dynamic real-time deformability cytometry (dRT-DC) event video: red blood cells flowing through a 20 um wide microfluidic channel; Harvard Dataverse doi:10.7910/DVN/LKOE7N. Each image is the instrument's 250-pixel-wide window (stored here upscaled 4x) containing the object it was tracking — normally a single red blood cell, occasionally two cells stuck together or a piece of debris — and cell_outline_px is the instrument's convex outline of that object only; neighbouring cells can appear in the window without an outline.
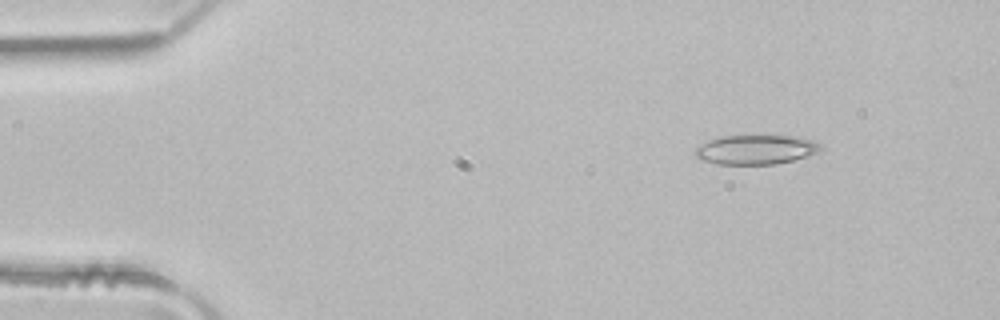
{"species": "common noctule bat (a hibernating species)", "species_latin": "Nyctalus noctula", "temperature_condition": "room temperature", "stored_images_in_passage": 2, "camera_frame_rate_fps": 3000, "um_per_image_px": 0.085, "animal": {"sex": "male", "body_mass_g": 21.5, "forearm_length_mm": 52.0}, "frame": {"image": 1, "passage_image": 2, "time_ms": 0.333, "image_size_px": [1000, 320], "cell_outline_px": [[824, 148], [820, 152], [792, 160], [776, 164], [716, 164], [700, 160], [696, 156], [696, 148], [708, 140], [720, 136], [796, 136], [812, 140], [820, 144]], "centroid_in_image_um": [64.26, 12.72], "position_along_channel_um": 20.7, "area_um2": 21.5}}